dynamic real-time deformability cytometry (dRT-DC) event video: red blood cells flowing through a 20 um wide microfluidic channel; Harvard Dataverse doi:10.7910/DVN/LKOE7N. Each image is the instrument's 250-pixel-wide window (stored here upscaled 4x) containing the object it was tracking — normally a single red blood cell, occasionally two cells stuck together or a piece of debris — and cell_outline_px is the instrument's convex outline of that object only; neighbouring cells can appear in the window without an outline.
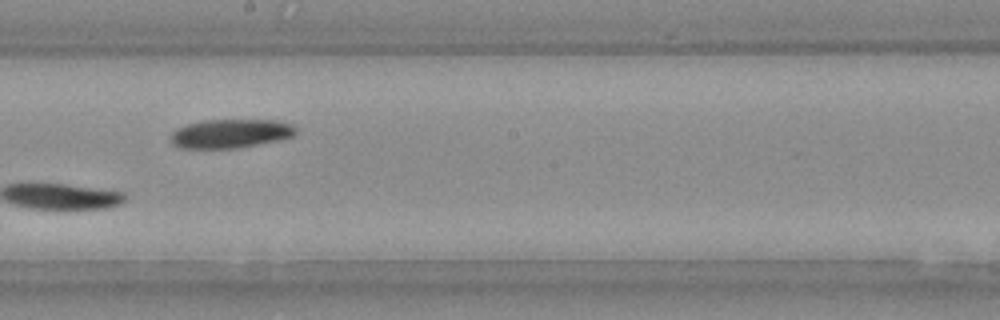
{"species": "Egyptian fruit bat (a non-hibernating species)", "species_latin": "Rousettus aegyptiacus", "temperature_condition": "warm", "stored_images_in_passage": 22, "camera_frame_rate_fps": 3000, "um_per_image_px": 0.085, "animal": {"sex": "female"}, "frame": {"image": 1, "passage_image": 10, "time_ms": 3.0, "image_size_px": [1000, 320], "cell_outline_px": [[288, 132], [280, 136], [236, 144], [188, 144], [180, 140], [176, 136], [180, 132], [188, 128], [216, 124], [272, 124], [288, 128]], "centroid_in_image_um": [19.57, 11.36], "position_along_channel_um": 228.6, "area_um2": 12.77}}